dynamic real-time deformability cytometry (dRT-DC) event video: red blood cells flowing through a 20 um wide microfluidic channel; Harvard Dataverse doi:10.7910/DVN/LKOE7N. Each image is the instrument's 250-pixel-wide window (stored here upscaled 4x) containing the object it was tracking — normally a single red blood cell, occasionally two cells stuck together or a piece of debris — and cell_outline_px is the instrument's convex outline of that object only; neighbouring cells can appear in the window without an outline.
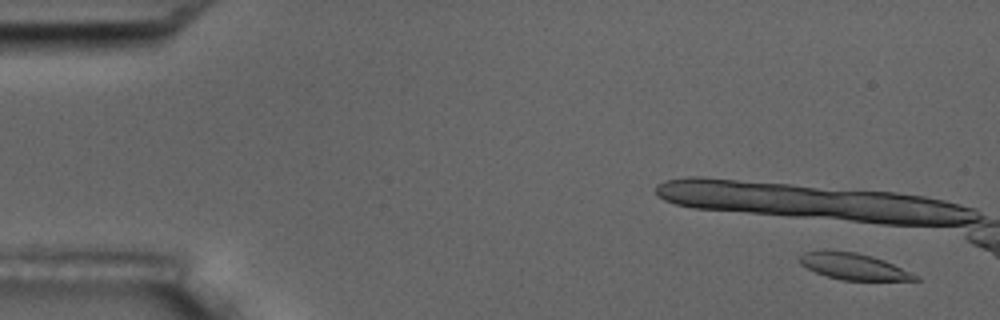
{"species": "common noctule bat (a hibernating species)", "species_latin": "Nyctalus noctula", "temperature_condition": "room temperature", "stored_images_in_passage": 4, "camera_frame_rate_fps": 3000, "um_per_image_px": 0.085, "animal": {"sex": "male", "body_mass_g": 17.5, "forearm_length_mm": 52.3}, "frame": {"image": 1, "passage_image": 1, "time_ms": 0.0, "image_size_px": [1000, 320], "cell_outline_px": [[920, 280], [840, 280], [816, 272], [800, 264], [800, 256], [804, 252], [856, 252], [872, 256], [884, 260], [920, 276]], "centroid_in_image_um": [72.62, 22.67], "position_along_channel_um": 12.4, "area_um2": 17.22}}